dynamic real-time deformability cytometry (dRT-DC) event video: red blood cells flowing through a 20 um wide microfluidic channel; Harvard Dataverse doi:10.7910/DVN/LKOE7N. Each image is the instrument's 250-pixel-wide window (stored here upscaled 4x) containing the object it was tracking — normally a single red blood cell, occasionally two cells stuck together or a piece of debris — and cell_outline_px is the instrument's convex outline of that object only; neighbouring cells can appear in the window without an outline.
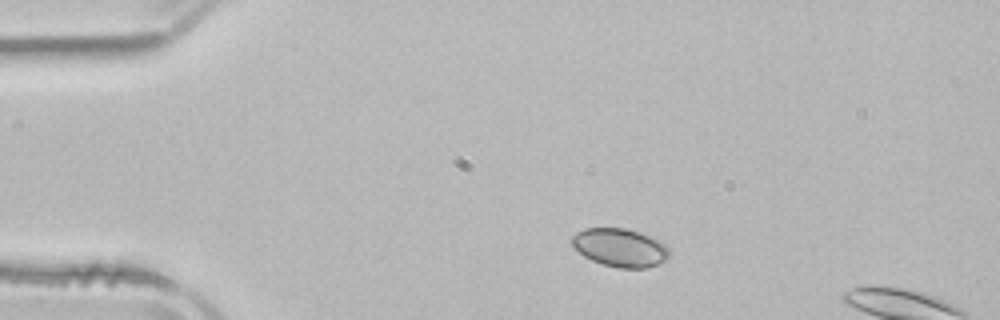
{"species": "common noctule bat (a hibernating species)", "species_latin": "Nyctalus noctula", "temperature_condition": "room temperature", "stored_images_in_passage": 2, "camera_frame_rate_fps": 3000, "um_per_image_px": 0.085, "animal": {"sex": "male", "body_mass_g": 21.5, "forearm_length_mm": 52.0}, "frame": {"image": 1, "passage_image": 1, "time_ms": 0.0, "image_size_px": [1000, 320], "cell_outline_px": [[668, 260], [648, 268], [620, 268], [604, 264], [592, 260], [584, 256], [572, 248], [572, 236], [576, 232], [584, 228], [624, 228], [660, 240], [668, 248]], "centroid_in_image_um": [52.68, 21.05], "position_along_channel_um": 32.3, "area_um2": 21.68}}